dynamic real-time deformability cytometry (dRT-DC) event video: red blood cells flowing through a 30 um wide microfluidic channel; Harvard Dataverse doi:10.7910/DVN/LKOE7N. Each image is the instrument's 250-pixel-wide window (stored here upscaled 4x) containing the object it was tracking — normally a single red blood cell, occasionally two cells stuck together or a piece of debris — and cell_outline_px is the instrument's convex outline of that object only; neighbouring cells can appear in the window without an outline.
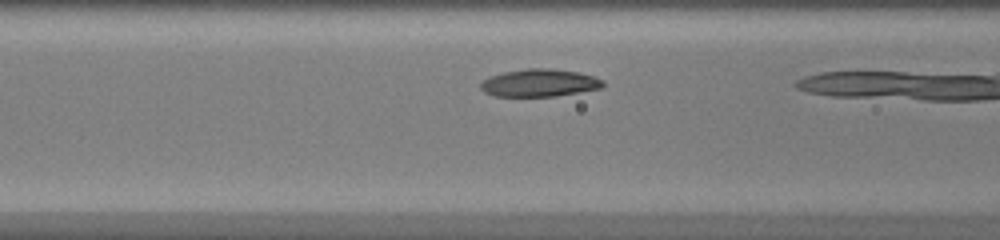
{"species": "common noctule bat (a hibernating species)", "species_latin": "Nyctalus noctula", "temperature_condition": "warm", "stored_images_in_passage": 6, "camera_frame_rate_fps": 3000, "um_per_image_px": 0.085, "animal": {"sex": "female", "body_mass_g": 20.0, "forearm_length_mm": 54.0}, "frame": {"image": 1, "passage_image": 5, "time_ms": 1.333, "image_size_px": [1000, 240], "cell_outline_px": [[604, 88], [556, 96], [496, 96], [484, 92], [480, 88], [480, 84], [484, 80], [492, 76], [504, 72], [528, 68], [552, 68], [576, 72], [592, 76], [604, 80]], "centroid_in_image_um": [45.89, 7.05], "position_along_channel_um": 120.7, "area_um2": 19.59}}